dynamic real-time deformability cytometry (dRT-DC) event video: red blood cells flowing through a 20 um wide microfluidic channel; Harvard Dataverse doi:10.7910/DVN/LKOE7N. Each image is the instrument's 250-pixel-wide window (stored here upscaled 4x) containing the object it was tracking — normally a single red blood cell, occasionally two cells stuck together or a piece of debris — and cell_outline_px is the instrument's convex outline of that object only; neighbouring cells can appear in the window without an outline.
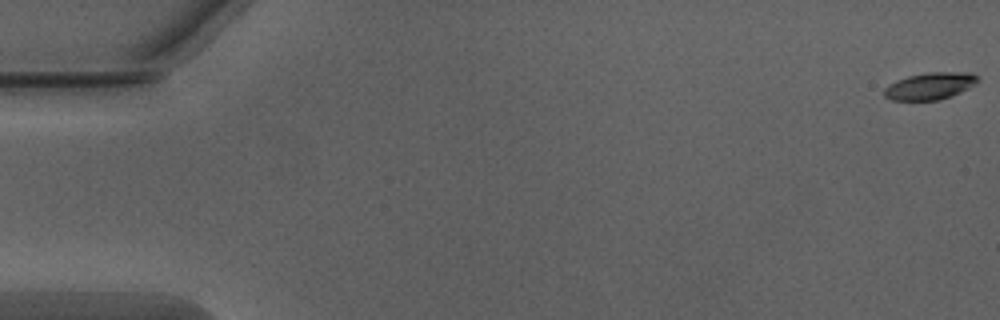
{"species": "Egyptian fruit bat (a non-hibernating species)", "species_latin": "Rousettus aegyptiacus", "temperature_condition": "warm", "stored_images_in_passage": 24, "camera_frame_rate_fps": 3000, "um_per_image_px": 0.085, "animal": {"sex": "male"}, "frame": {"image": 1, "passage_image": 1, "time_ms": 0.0, "image_size_px": [1000, 320], "cell_outline_px": [[976, 80], [968, 88], [952, 96], [936, 100], [892, 100], [884, 96], [884, 88], [888, 84], [896, 80], [908, 76], [932, 72], [972, 72], [976, 76]], "centroid_in_image_um": [78.99, 7.31], "position_along_channel_um": 6.0, "area_um2": 14.51}}
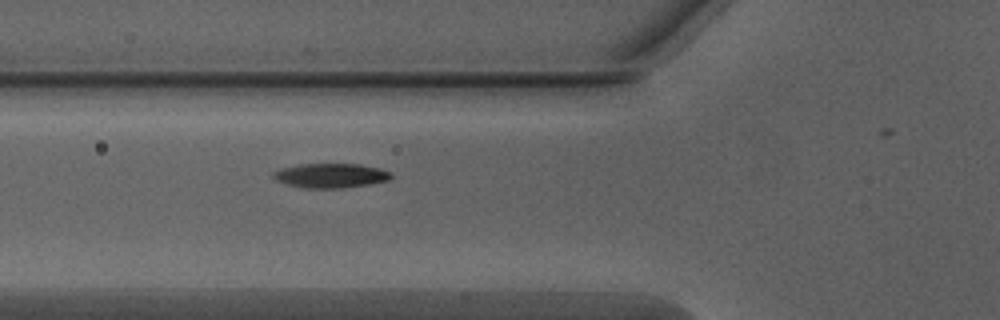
{"frame": {"image": 2, "passage_image": 20, "time_ms": 6.333, "image_size_px": [1000, 320], "cell_outline_px": [[392, 176], [388, 180], [368, 184], [344, 188], [300, 188], [276, 180], [272, 176], [272, 172], [280, 168], [300, 164], [360, 164], [380, 168], [392, 172]], "centroid_in_image_um": [28.09, 14.92], "position_along_channel_um": 97.7, "area_um2": 16.88}}
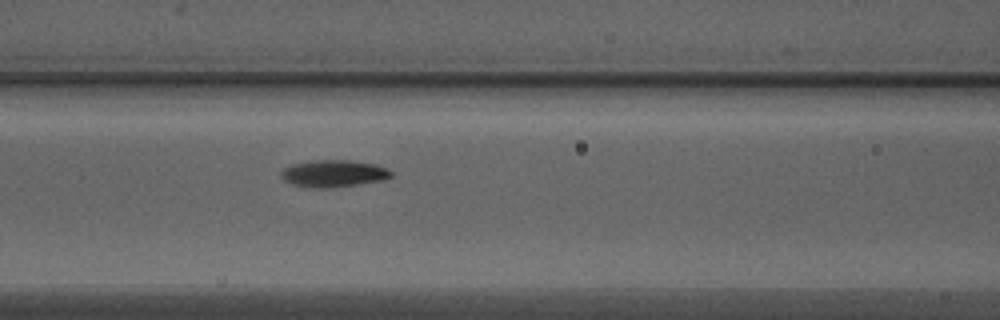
{"frame": {"image": 3, "passage_image": 23, "time_ms": 7.333, "image_size_px": [1000, 320], "cell_outline_px": [[392, 176], [380, 180], [332, 188], [308, 188], [292, 184], [284, 180], [280, 176], [280, 172], [284, 168], [292, 164], [312, 160], [348, 160], [372, 164], [388, 168], [392, 172]], "centroid_in_image_um": [28.29, 14.75], "position_along_channel_um": 138.3, "area_um2": 17.28}}